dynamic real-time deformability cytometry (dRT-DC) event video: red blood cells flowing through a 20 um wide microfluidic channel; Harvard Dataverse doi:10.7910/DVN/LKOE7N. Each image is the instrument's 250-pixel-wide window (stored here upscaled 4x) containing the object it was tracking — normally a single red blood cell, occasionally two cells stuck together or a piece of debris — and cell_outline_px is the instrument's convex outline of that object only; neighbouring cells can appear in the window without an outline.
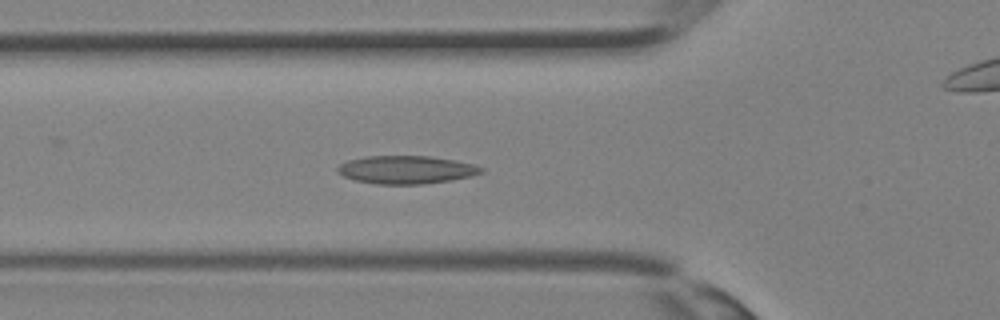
{"species": "Egyptian fruit bat (a non-hibernating species)", "species_latin": "Rousettus aegyptiacus", "temperature_condition": "room temperature", "stored_images_in_passage": 26, "camera_frame_rate_fps": 3000, "um_per_image_px": 0.085, "animal": {"sex": "female"}, "frame": {"image": 1, "passage_image": 2, "time_ms": 0.333, "image_size_px": [1000, 320], "cell_outline_px": [[484, 172], [452, 180], [424, 184], [376, 184], [356, 180], [344, 176], [336, 172], [336, 168], [340, 164], [348, 160], [364, 156], [428, 156], [452, 160], [472, 164], [484, 168]], "centroid_in_image_um": [34.49, 14.43], "position_along_channel_um": 91.3, "area_um2": 23.35}}
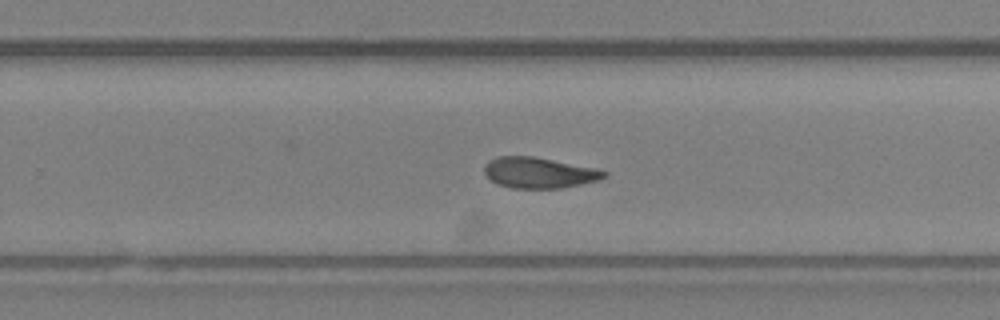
{"frame": {"image": 2, "passage_image": 12, "time_ms": 3.667, "image_size_px": [1000, 320], "cell_outline_px": [[608, 176], [600, 180], [560, 188], [512, 188], [496, 184], [484, 172], [484, 164], [488, 160], [496, 156], [532, 156], [592, 168], [608, 172]], "centroid_in_image_um": [45.77, 14.68], "position_along_channel_um": 284.0, "area_um2": 21.33}}
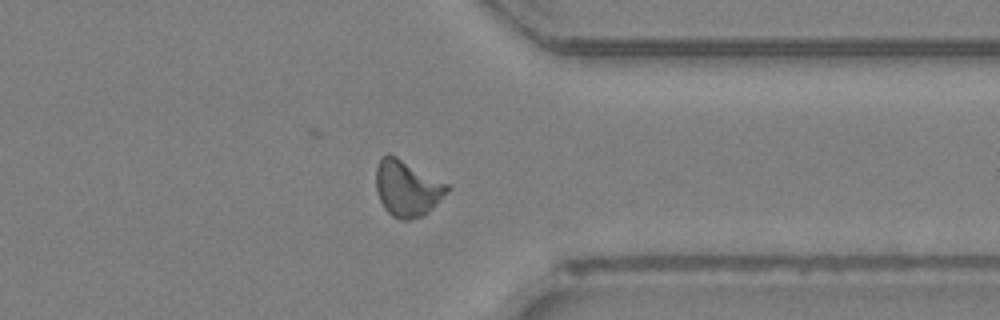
{"frame": {"image": 3, "passage_image": 17, "time_ms": 5.333, "image_size_px": [1000, 320], "cell_outline_px": [[452, 188], [424, 216], [408, 220], [400, 220], [392, 216], [384, 208], [380, 200], [376, 188], [376, 168], [380, 156], [388, 152], [396, 156], [448, 184]], "centroid_in_image_um": [34.6, 16.0], "position_along_channel_um": 376.8, "area_um2": 23.41}}